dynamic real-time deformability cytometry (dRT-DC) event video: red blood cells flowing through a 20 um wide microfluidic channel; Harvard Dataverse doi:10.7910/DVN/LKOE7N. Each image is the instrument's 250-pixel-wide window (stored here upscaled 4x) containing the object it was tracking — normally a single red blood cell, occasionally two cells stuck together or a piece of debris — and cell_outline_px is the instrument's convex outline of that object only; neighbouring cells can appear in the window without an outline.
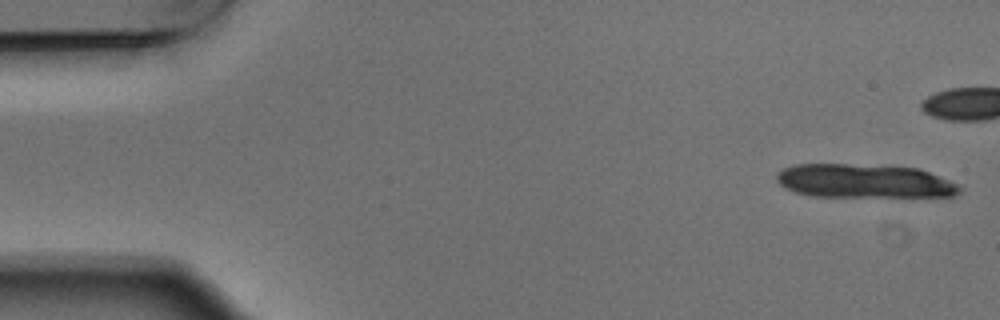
{"species": "Egyptian fruit bat (a non-hibernating species)", "species_latin": "Rousettus aegyptiacus", "temperature_condition": "warm", "stored_images_in_passage": 5, "camera_frame_rate_fps": 3000, "um_per_image_px": 0.085, "animal": {"sex": "male"}, "frame": {"image": 1, "passage_image": 1, "time_ms": 0.0, "image_size_px": [1000, 320], "cell_outline_px": [[964, 188], [956, 196], [812, 196], [796, 192], [784, 188], [776, 180], [776, 172], [792, 164], [848, 164], [920, 168], [940, 176]], "centroid_in_image_um": [73.44, 15.38], "position_along_channel_um": 11.6, "area_um2": 36.01}}
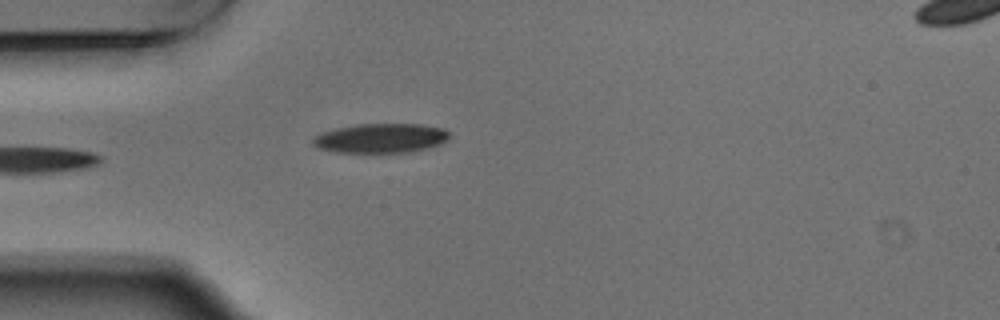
{"frame": {"image": 2, "passage_image": 5, "time_ms": 1.333, "image_size_px": [1000, 320], "cell_outline_px": [[448, 136], [440, 144], [408, 152], [336, 152], [320, 148], [312, 144], [312, 140], [320, 132], [356, 124], [420, 124], [444, 128], [448, 132]], "centroid_in_image_um": [32.33, 11.73], "position_along_channel_um": 52.7, "area_um2": 23.06}}